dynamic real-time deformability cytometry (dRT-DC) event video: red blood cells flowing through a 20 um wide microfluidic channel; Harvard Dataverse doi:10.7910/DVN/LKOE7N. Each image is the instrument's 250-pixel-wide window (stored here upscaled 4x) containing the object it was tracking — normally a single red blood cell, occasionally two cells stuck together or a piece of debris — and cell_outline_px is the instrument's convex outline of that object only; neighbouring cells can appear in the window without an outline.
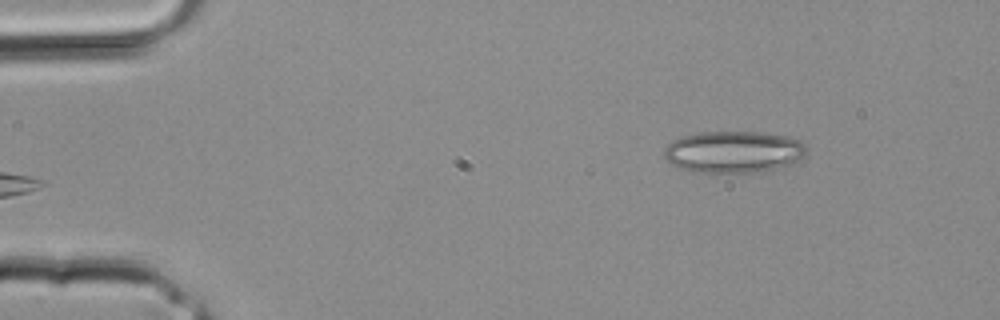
{"species": "common noctule bat (a hibernating species)", "species_latin": "Nyctalus noctula", "temperature_condition": "room temperature", "stored_images_in_passage": 3, "camera_frame_rate_fps": 3000, "um_per_image_px": 0.085, "animal": {"sex": "male", "body_mass_g": 20.4}, "frame": {"image": 1, "passage_image": 1, "time_ms": 0.0, "image_size_px": [1000, 320], "cell_outline_px": [[808, 152], [800, 160], [792, 164], [776, 168], [752, 172], [696, 172], [680, 168], [672, 164], [664, 156], [664, 148], [672, 140], [680, 136], [700, 132], [760, 132], [788, 136], [800, 140], [808, 148]], "centroid_in_image_um": [62.38, 12.89], "position_along_channel_um": 22.6, "area_um2": 34.85}}